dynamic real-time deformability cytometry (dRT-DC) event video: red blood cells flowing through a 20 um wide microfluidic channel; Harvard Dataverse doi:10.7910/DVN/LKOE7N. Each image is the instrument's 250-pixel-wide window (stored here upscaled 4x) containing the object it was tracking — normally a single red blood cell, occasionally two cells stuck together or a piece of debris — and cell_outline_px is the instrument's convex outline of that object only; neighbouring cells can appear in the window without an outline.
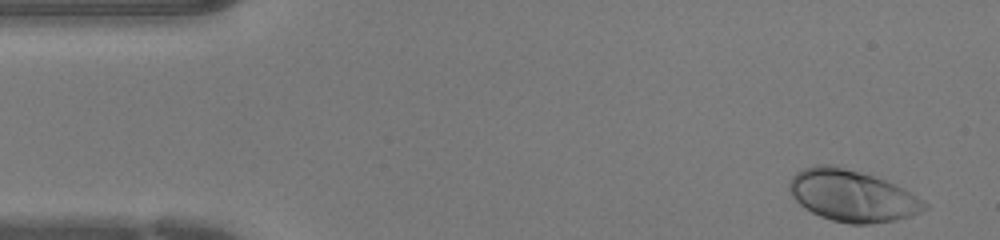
{"species": "human", "species_latin": "Homo sapiens", "temperature_condition": "warm", "stored_images_in_passage": 43, "camera_frame_rate_fps": 3000, "um_per_image_px": 0.085, "donor": {"sex": "female"}, "frame": {"image": 1, "passage_image": 1, "time_ms": 0.0, "image_size_px": [1000, 240], "cell_outline_px": [[928, 208], [920, 212], [896, 220], [868, 224], [848, 224], [832, 220], [820, 216], [804, 208], [792, 196], [788, 188], [788, 184], [792, 176], [796, 172], [804, 168], [816, 164], [832, 164], [860, 172], [884, 180], [904, 188], [928, 204]], "centroid_in_image_um": [72.4, 16.63], "position_along_channel_um": 12.6, "area_um2": 40.52}}
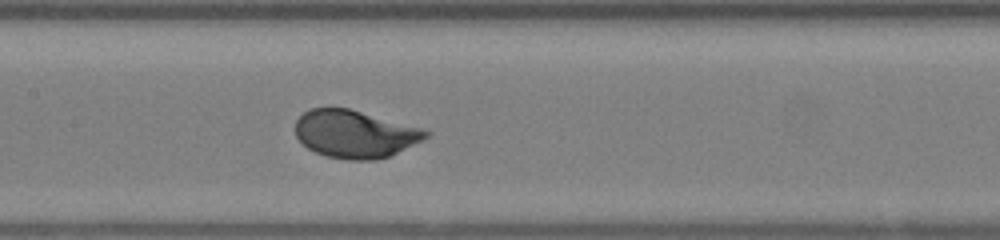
{"frame": {"image": 2, "passage_image": 19, "time_ms": 6.0, "image_size_px": [1000, 240], "cell_outline_px": [[432, 132], [424, 140], [392, 156], [372, 160], [348, 160], [324, 156], [308, 148], [296, 136], [296, 120], [304, 112], [312, 108], [348, 108], [424, 128]], "centroid_in_image_um": [30.22, 11.4], "position_along_channel_um": 177.2, "area_um2": 36.47}}
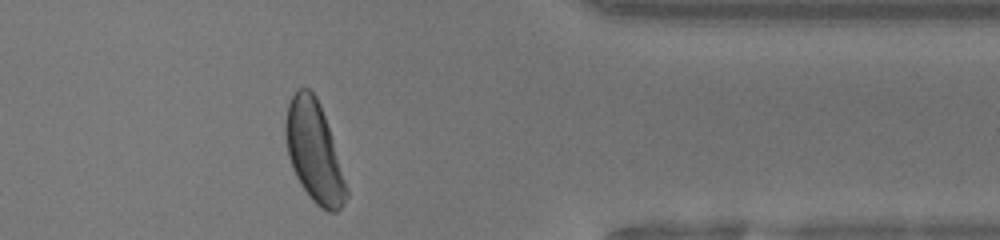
{"frame": {"image": 3, "passage_image": 34, "time_ms": 11.0, "image_size_px": [1000, 240], "cell_outline_px": [[348, 196], [340, 208], [336, 212], [328, 212], [320, 208], [308, 196], [300, 184], [292, 168], [288, 156], [284, 132], [284, 124], [288, 104], [292, 96], [300, 88], [308, 88], [316, 96], [320, 104], [348, 188]], "centroid_in_image_um": [26.68, 12.93], "position_along_channel_um": 384.7, "area_um2": 35.32}}